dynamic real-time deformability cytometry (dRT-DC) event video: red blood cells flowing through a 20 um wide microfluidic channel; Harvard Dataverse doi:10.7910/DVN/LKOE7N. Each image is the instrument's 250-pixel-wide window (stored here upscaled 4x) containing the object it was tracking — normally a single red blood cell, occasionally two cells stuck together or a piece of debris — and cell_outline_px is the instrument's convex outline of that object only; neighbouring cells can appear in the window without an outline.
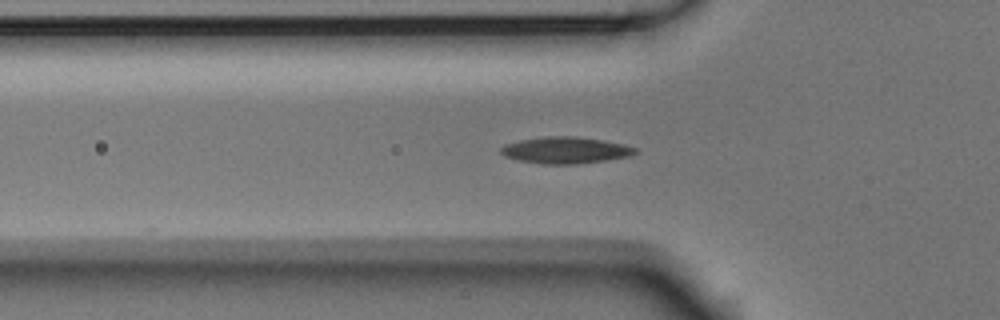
{"species": "Egyptian fruit bat (a non-hibernating species)", "species_latin": "Rousettus aegyptiacus", "temperature_condition": "room temperature", "stored_images_in_passage": 43, "camera_frame_rate_fps": 3000, "um_per_image_px": 0.085, "animal": {"sex": "male"}, "frame": {"image": 1, "passage_image": 6, "time_ms": 1.667, "image_size_px": [1000, 320], "cell_outline_px": [[640, 152], [628, 156], [604, 160], [576, 164], [540, 164], [520, 160], [504, 156], [500, 152], [500, 148], [504, 144], [520, 140], [548, 136], [572, 136], [600, 140], [624, 144], [636, 148]], "centroid_in_image_um": [48.04, 12.77], "position_along_channel_um": 77.8, "area_um2": 20.63}}
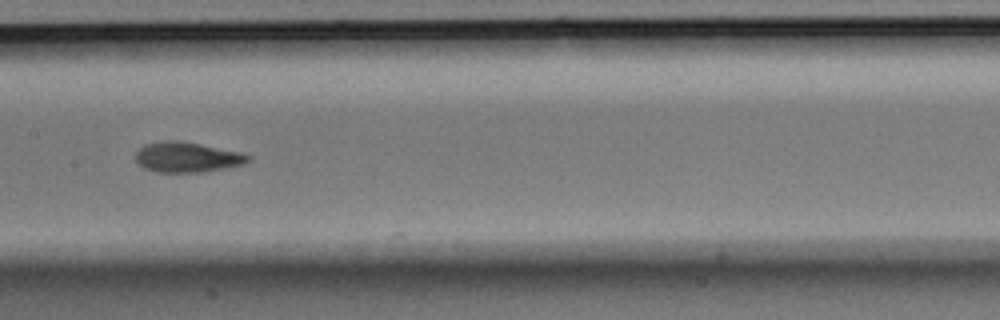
{"frame": {"image": 2, "passage_image": 15, "time_ms": 4.667, "image_size_px": [1000, 320], "cell_outline_px": [[252, 160], [244, 164], [204, 172], [156, 172], [144, 168], [136, 160], [136, 152], [144, 144], [160, 140], [176, 140], [200, 144], [240, 152], [252, 156]], "centroid_in_image_um": [15.91, 13.35], "position_along_channel_um": 191.5, "area_um2": 19.88}}
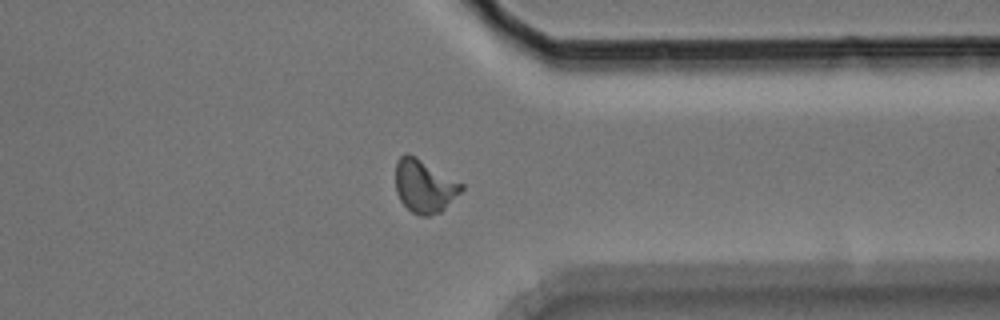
{"frame": {"image": 3, "passage_image": 30, "time_ms": 9.667, "image_size_px": [1000, 320], "cell_outline_px": [[464, 188], [440, 212], [428, 216], [420, 216], [412, 212], [400, 200], [396, 192], [396, 160], [404, 152], [408, 152], [416, 156], [464, 184]], "centroid_in_image_um": [36.05, 15.79], "position_along_channel_um": 375.4, "area_um2": 20.35}, "authors_computed_cell_mechanics": {"area_um2": 19.363, "velocity_mm_per_s": 3.7549, "shape_relaxation_time_tau1_ms": 4.4766, "shape_relaxation_time_tau2_ms": 1.5599, "deformation_change_tau1": 0.1562, "deformation_change_tau2": 0.0745}}